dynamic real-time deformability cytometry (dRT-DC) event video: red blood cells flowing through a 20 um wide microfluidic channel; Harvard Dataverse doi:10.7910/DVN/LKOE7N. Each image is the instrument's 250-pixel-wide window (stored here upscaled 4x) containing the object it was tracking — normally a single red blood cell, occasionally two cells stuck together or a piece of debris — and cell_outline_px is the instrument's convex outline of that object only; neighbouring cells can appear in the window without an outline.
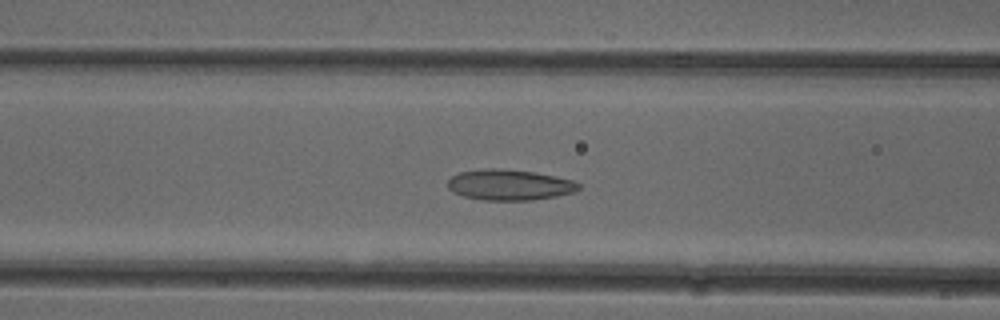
{"species": "common noctule bat (a hibernating species)", "species_latin": "Nyctalus noctula", "temperature_condition": "cold", "stored_images_in_passage": 52, "camera_frame_rate_fps": 3000, "um_per_image_px": 0.085, "animal": {"sex": "female"}, "frame": {"image": 1, "passage_image": 21, "time_ms": 6.667, "image_size_px": [1000, 320], "cell_outline_px": [[580, 188], [572, 192], [556, 196], [532, 200], [484, 200], [464, 196], [452, 192], [448, 188], [448, 180], [452, 176], [460, 172], [484, 168], [500, 168], [536, 172], [556, 176], [572, 180], [580, 184]], "centroid_in_image_um": [43.29, 15.7], "position_along_channel_um": 123.3, "area_um2": 23.47}}
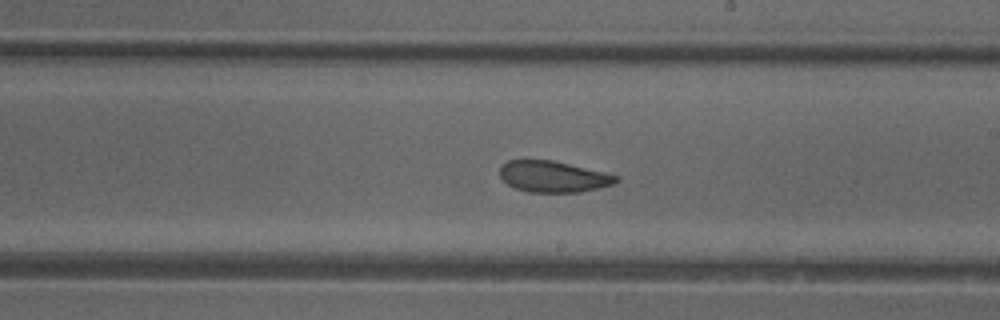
{"frame": {"image": 2, "passage_image": 30, "time_ms": 9.667, "image_size_px": [1000, 320], "cell_outline_px": [[620, 180], [612, 184], [580, 192], [528, 192], [516, 188], [508, 184], [500, 176], [500, 168], [508, 160], [552, 160], [620, 176]], "centroid_in_image_um": [47.02, 15.01], "position_along_channel_um": 242.0, "area_um2": 20.87}}
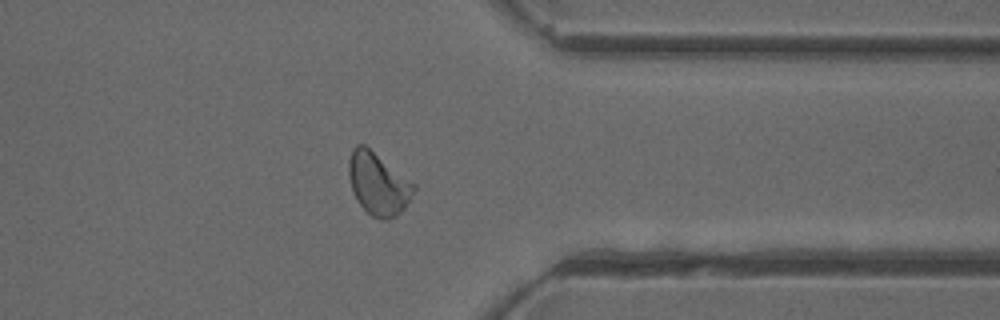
{"frame": {"image": 3, "passage_image": 41, "time_ms": 13.333, "image_size_px": [1000, 320], "cell_outline_px": [[416, 188], [404, 208], [396, 216], [388, 220], [380, 220], [372, 216], [356, 200], [348, 176], [348, 160], [352, 148], [356, 144], [364, 144], [416, 184]], "centroid_in_image_um": [32.13, 15.61], "position_along_channel_um": 379.3, "area_um2": 23.64}, "authors_computed_cell_mechanics": {"area_um2": 23.2067, "velocity_mm_per_s": 3.9494, "shape_relaxation_time_tau1_ms": 6.5908, "shape_relaxation_time_tau2_ms": 2.4468, "deformation_change_tau1": 0.1426, "deformation_change_tau2": 0.0782}}